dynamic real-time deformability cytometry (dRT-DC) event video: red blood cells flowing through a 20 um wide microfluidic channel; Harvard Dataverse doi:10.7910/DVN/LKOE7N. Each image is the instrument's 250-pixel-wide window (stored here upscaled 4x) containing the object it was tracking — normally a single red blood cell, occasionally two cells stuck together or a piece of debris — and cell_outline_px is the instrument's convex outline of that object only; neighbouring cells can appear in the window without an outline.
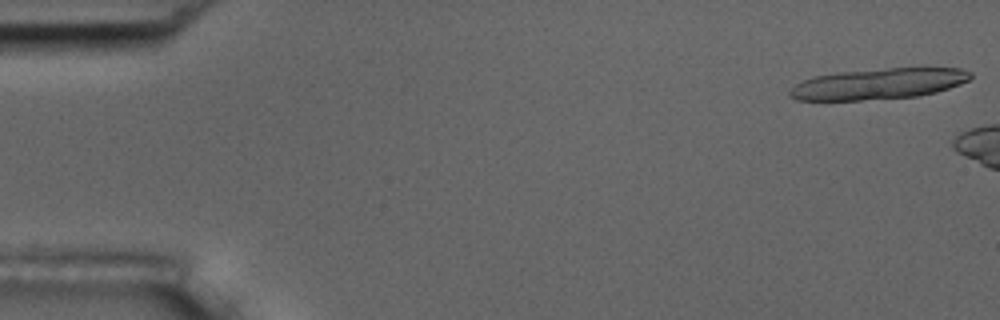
{"species": "common noctule bat (a hibernating species)", "species_latin": "Nyctalus noctula", "temperature_condition": "room temperature", "stored_images_in_passage": 6, "camera_frame_rate_fps": 3000, "um_per_image_px": 0.085, "animal": {"sex": "male", "body_mass_g": 17.5, "forearm_length_mm": 52.3}, "frame": {"image": 1, "passage_image": 1, "time_ms": 0.0, "image_size_px": [1000, 320], "cell_outline_px": [[972, 76], [968, 80], [960, 84], [936, 92], [916, 96], [860, 100], [796, 100], [788, 96], [788, 92], [796, 84], [804, 80], [816, 76], [836, 72], [888, 68], [960, 68], [972, 72]], "centroid_in_image_um": [74.66, 7.12], "position_along_channel_um": 10.3, "area_um2": 32.37}}